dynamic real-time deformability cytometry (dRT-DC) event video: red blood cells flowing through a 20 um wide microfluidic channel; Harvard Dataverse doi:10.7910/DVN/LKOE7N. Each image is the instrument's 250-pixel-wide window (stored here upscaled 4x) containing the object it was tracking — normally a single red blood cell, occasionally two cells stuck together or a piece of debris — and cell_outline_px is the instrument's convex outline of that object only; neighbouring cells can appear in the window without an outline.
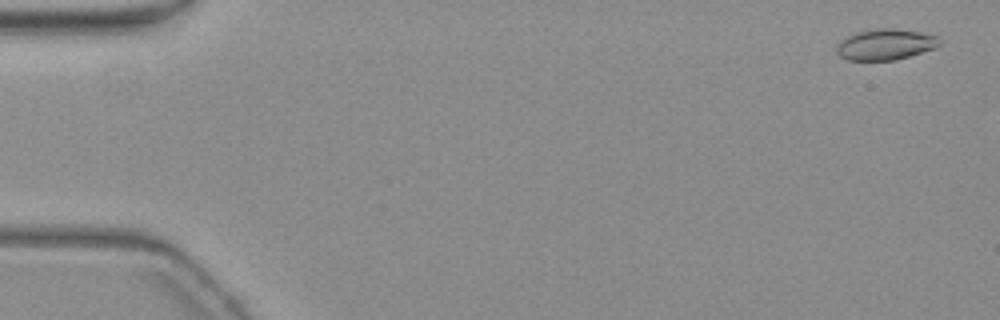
{"species": "common noctule bat (a hibernating species)", "species_latin": "Nyctalus noctula", "temperature_condition": "warm", "stored_images_in_passage": 4, "camera_frame_rate_fps": 3000, "um_per_image_px": 0.085, "animal": {"sex": "female", "body_mass_g": 19.3, "forearm_length_mm": 54.1}, "frame": {"image": 1, "passage_image": 1, "time_ms": 0.0, "image_size_px": [1000, 320], "cell_outline_px": [[940, 44], [936, 48], [908, 56], [892, 60], [848, 60], [840, 56], [836, 52], [836, 44], [840, 40], [852, 32], [876, 28], [896, 28], [920, 32], [936, 36], [940, 40]], "centroid_in_image_um": [75.21, 3.76], "position_along_channel_um": 9.8, "area_um2": 18.73}}
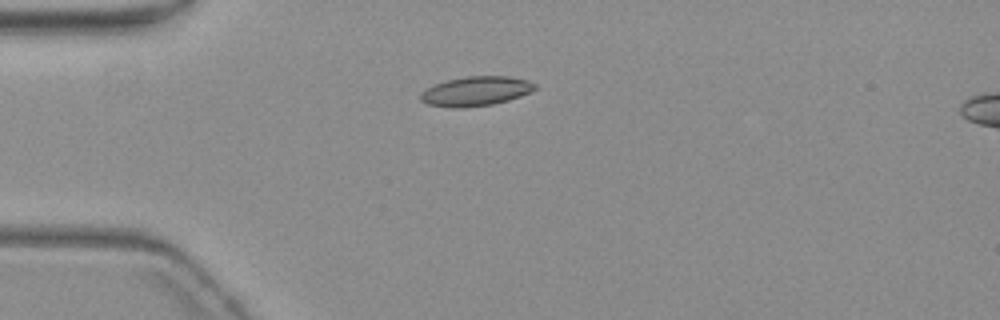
{"frame": {"image": 2, "passage_image": 4, "time_ms": 4.333, "image_size_px": [1000, 320], "cell_outline_px": [[536, 88], [520, 96], [508, 100], [492, 104], [464, 108], [452, 108], [428, 104], [420, 100], [420, 92], [436, 84], [448, 80], [464, 76], [508, 76], [528, 80], [536, 84]], "centroid_in_image_um": [40.43, 7.75], "position_along_channel_um": 44.6, "area_um2": 19.54}}